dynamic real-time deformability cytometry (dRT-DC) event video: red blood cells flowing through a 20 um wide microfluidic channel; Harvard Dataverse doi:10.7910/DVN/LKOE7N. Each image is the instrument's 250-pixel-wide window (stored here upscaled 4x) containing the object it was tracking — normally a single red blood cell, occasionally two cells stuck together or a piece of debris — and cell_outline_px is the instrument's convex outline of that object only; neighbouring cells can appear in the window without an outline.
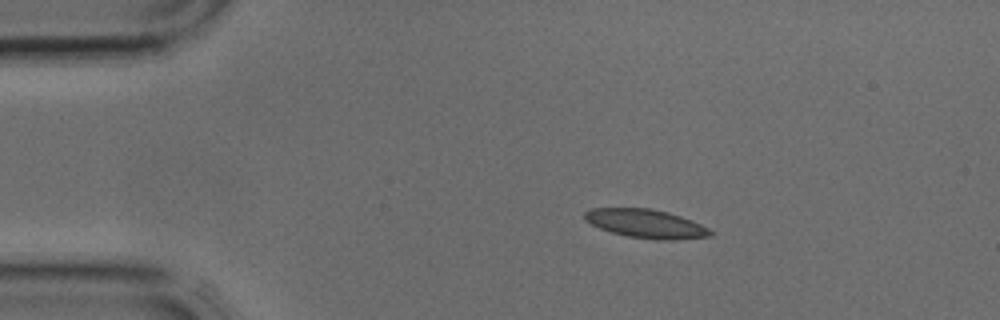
{"species": "common noctule bat (a hibernating species)", "species_latin": "Nyctalus noctula", "temperature_condition": "cold", "stored_images_in_passage": 2, "camera_frame_rate_fps": 3000, "um_per_image_px": 0.085, "animal": {"sex": "male", "body_mass_g": 17.9, "forearm_length_mm": 54.2}, "frame": {"image": 1, "passage_image": 2, "time_ms": 0.333, "image_size_px": [1000, 320], "cell_outline_px": [[712, 236], [676, 240], [656, 240], [628, 236], [612, 232], [600, 228], [584, 220], [584, 212], [592, 208], [648, 208], [668, 212], [680, 216], [700, 224], [708, 228], [712, 232]], "centroid_in_image_um": [54.9, 19.01], "position_along_channel_um": 30.1, "area_um2": 20.92}}